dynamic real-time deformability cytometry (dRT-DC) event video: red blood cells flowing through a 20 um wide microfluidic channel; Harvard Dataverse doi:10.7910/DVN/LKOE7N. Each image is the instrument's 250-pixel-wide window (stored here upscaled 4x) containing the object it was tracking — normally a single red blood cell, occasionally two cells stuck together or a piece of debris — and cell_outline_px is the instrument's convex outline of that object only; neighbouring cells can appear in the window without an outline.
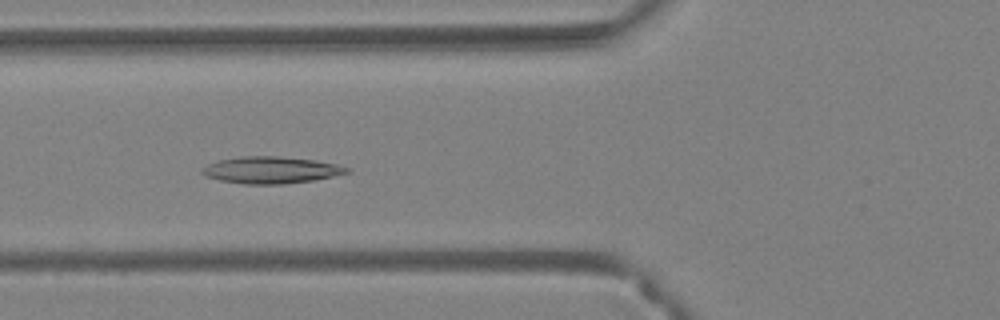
{"species": "Egyptian fruit bat (a non-hibernating species)", "species_latin": "Rousettus aegyptiacus", "temperature_condition": "warm", "stored_images_in_passage": 37, "camera_frame_rate_fps": 3000, "um_per_image_px": 0.085, "animal": {"sex": "female"}, "frame": {"image": 1, "passage_image": 4, "time_ms": 1.0, "image_size_px": [1000, 320], "cell_outline_px": [[352, 172], [316, 180], [284, 184], [244, 184], [220, 180], [204, 176], [200, 172], [200, 168], [208, 164], [220, 160], [240, 156], [276, 156], [316, 160], [336, 164], [348, 168]], "centroid_in_image_um": [23.03, 14.45], "position_along_channel_um": 102.8, "area_um2": 22.77}}
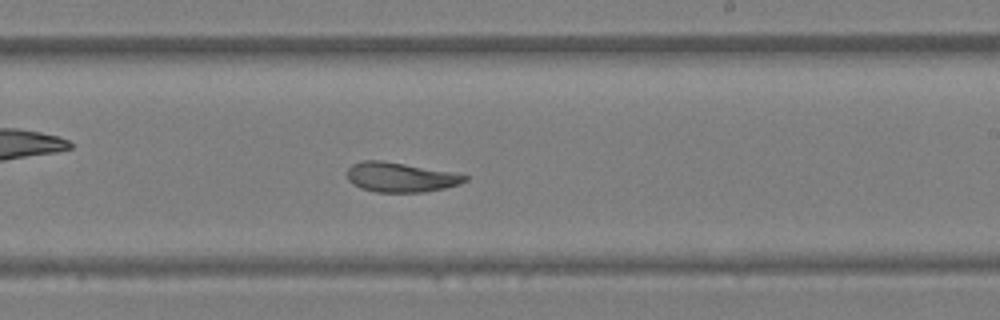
{"frame": {"image": 2, "passage_image": 16, "time_ms": 5.0, "image_size_px": [1000, 320], "cell_outline_px": [[468, 180], [460, 184], [444, 188], [424, 192], [376, 192], [360, 188], [352, 184], [348, 180], [348, 168], [352, 164], [364, 160], [384, 160], [456, 172], [468, 176]], "centroid_in_image_um": [34.07, 15.05], "position_along_channel_um": 254.9, "area_um2": 20.63}}
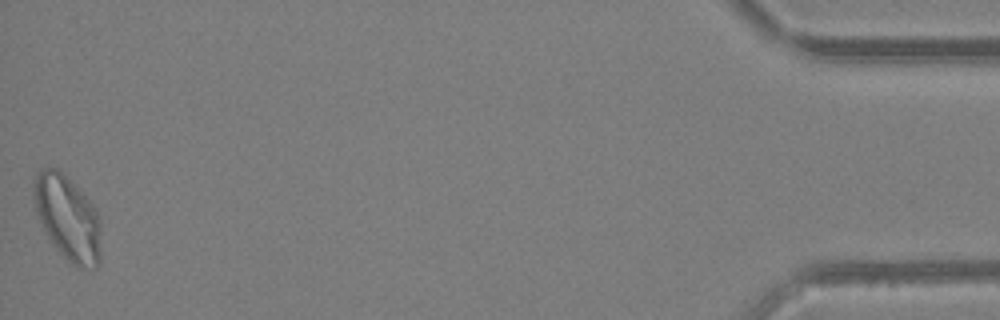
{"frame": {"image": 3, "passage_image": 37, "time_ms": 12.0, "image_size_px": [1000, 320], "cell_outline_px": [[100, 264], [96, 268], [76, 268], [56, 248], [48, 236], [36, 212], [36, 172], [48, 164], [56, 168], [96, 208], [100, 216]], "centroid_in_image_um": [5.8, 18.57], "position_along_channel_um": 429.4, "area_um2": 32.48}, "authors_computed_cell_mechanics": {"area_um2": 21.7328, "velocity_mm_per_s": 3.8112, "shape_relaxation_time_tau1_ms": null, "shape_relaxation_time_tau2_ms": 4.3637, "deformation_change_tau1": null, "deformation_change_tau2": 0.1208}}